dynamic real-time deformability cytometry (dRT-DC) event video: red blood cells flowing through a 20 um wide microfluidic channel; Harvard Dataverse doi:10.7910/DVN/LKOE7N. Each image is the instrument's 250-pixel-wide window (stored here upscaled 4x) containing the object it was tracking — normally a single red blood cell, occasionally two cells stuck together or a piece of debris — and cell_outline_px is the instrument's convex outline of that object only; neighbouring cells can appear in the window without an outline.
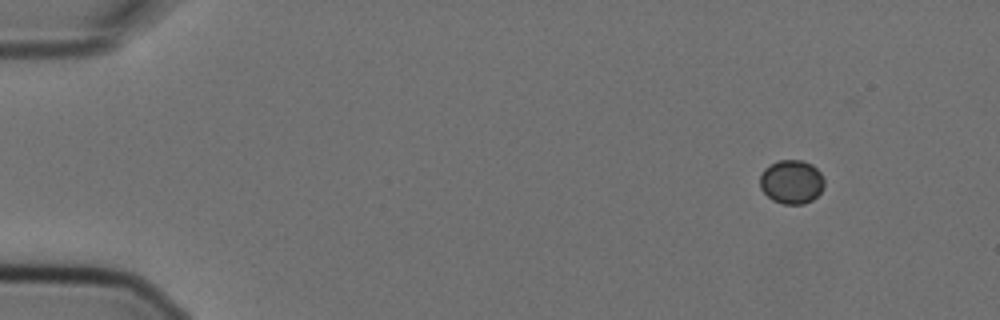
{"species": "Egyptian fruit bat (a non-hibernating species)", "species_latin": "Rousettus aegyptiacus", "temperature_condition": "cold", "stored_images_in_passage": 6, "camera_frame_rate_fps": 3000, "um_per_image_px": 0.085, "animal": {"sex": "female"}, "frame": {"image": 1, "passage_image": 1, "time_ms": 0.0, "image_size_px": [1000, 320], "cell_outline_px": [[824, 188], [812, 200], [804, 204], [784, 204], [772, 200], [760, 188], [760, 176], [764, 168], [780, 160], [800, 160], [812, 164], [820, 172], [824, 180]], "centroid_in_image_um": [67.29, 15.46], "position_along_channel_um": 17.7, "area_um2": 16.42}}
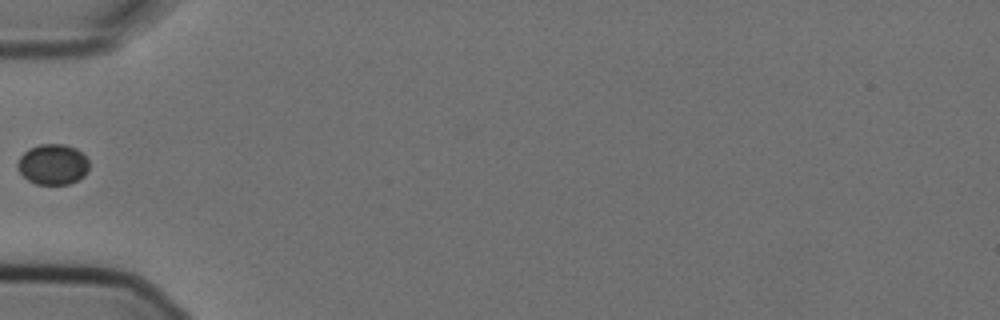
{"frame": {"image": 2, "passage_image": 5, "time_ms": 1.333, "image_size_px": [1000, 320], "cell_outline_px": [[88, 172], [84, 176], [68, 184], [36, 184], [28, 180], [20, 172], [16, 164], [20, 156], [24, 152], [40, 144], [64, 144], [76, 148], [88, 160]], "centroid_in_image_um": [4.49, 13.97], "position_along_channel_um": 80.5, "area_um2": 16.76}}
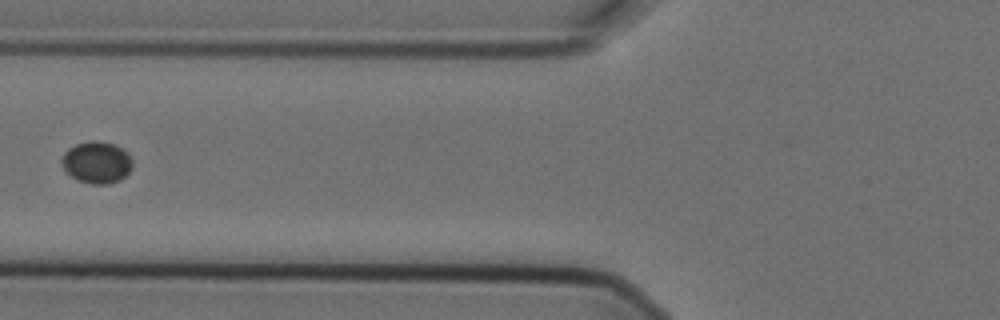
{"frame": {"image": 3, "passage_image": 6, "time_ms": 1.667, "image_size_px": [1000, 320], "cell_outline_px": [[132, 168], [120, 180], [108, 184], [92, 184], [76, 180], [64, 168], [60, 160], [64, 152], [68, 148], [76, 144], [88, 140], [96, 140], [116, 144], [132, 160]], "centroid_in_image_um": [8.19, 13.79], "position_along_channel_um": 117.6, "area_um2": 17.22}}